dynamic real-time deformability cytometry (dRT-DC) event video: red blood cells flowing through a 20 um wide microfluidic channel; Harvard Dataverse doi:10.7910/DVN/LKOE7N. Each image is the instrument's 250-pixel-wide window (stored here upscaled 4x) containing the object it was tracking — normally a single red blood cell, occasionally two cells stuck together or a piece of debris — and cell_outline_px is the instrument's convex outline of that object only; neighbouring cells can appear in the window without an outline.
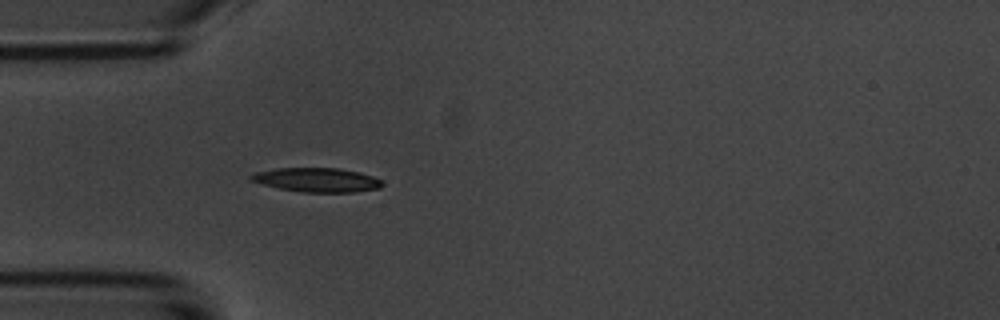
{"species": "common noctule bat (a hibernating species)", "species_latin": "Nyctalus noctula", "temperature_condition": "room temperature", "stored_images_in_passage": 5, "camera_frame_rate_fps": 3000, "um_per_image_px": 0.085, "animal": {"sex": "male", "body_mass_g": 20.1, "forearm_length_mm": 53.5}, "frame": {"image": 1, "passage_image": 5, "time_ms": 4.667, "image_size_px": [1000, 320], "cell_outline_px": [[384, 184], [380, 188], [356, 192], [300, 192], [280, 188], [248, 180], [248, 176], [256, 172], [276, 168], [340, 168], [360, 172], [372, 176], [380, 180]], "centroid_in_image_um": [26.94, 15.29], "position_along_channel_um": 58.1, "area_um2": 18.5}}